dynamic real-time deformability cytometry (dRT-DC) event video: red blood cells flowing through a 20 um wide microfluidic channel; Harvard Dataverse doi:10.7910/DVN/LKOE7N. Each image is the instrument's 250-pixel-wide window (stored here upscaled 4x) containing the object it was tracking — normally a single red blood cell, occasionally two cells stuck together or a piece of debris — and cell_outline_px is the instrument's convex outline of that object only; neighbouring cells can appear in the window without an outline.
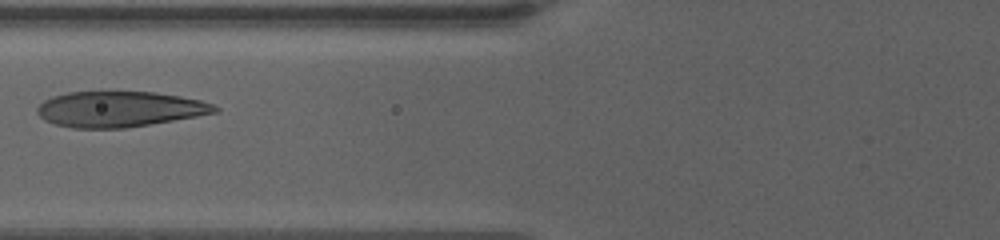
{"species": "human", "species_latin": "Homo sapiens", "temperature_condition": "warm", "stored_images_in_passage": 9, "camera_frame_rate_fps": 3000, "um_per_image_px": 0.085, "donor": {"sex": "female"}, "frame": {"image": 1, "passage_image": 8, "time_ms": 5.0, "image_size_px": [1000, 240], "cell_outline_px": [[220, 112], [124, 128], [76, 128], [56, 124], [44, 120], [36, 112], [36, 108], [44, 100], [52, 96], [68, 92], [156, 92], [180, 96], [200, 100], [212, 104], [220, 108]], "centroid_in_image_um": [10.15, 9.27], "position_along_channel_um": 115.7, "area_um2": 36.65}}